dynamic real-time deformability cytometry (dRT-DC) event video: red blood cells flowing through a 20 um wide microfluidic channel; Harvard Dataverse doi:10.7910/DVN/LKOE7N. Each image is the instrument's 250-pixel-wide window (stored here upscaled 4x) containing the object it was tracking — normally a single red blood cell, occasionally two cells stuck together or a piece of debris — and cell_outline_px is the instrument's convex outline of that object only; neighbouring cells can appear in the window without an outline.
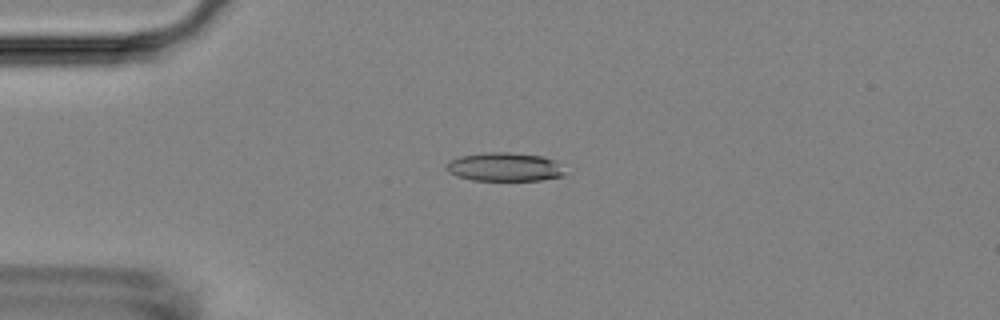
{"species": "Egyptian fruit bat (a non-hibernating species)", "species_latin": "Rousettus aegyptiacus", "temperature_condition": "room temperature", "stored_images_in_passage": 8, "camera_frame_rate_fps": 3000, "um_per_image_px": 0.085, "animal": {"sex": "female"}, "frame": {"image": 1, "passage_image": 1, "time_ms": 0.0, "image_size_px": [1000, 320], "cell_outline_px": [[568, 172], [564, 176], [540, 180], [472, 180], [456, 176], [448, 172], [444, 168], [448, 160], [460, 156], [484, 152], [508, 152], [544, 156], [556, 160]], "centroid_in_image_um": [42.9, 14.18], "position_along_channel_um": 42.1, "area_um2": 20.23}}
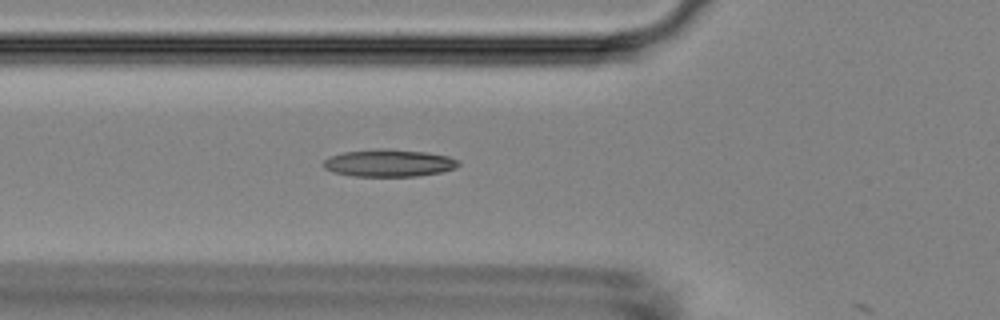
{"frame": {"image": 2, "passage_image": 7, "time_ms": 2.0, "image_size_px": [1000, 320], "cell_outline_px": [[460, 164], [456, 168], [440, 172], [416, 176], [356, 176], [332, 172], [324, 168], [324, 160], [332, 156], [344, 152], [376, 148], [388, 148], [424, 152], [448, 156], [460, 160]], "centroid_in_image_um": [33.08, 13.85], "position_along_channel_um": 92.7, "area_um2": 21.5}}